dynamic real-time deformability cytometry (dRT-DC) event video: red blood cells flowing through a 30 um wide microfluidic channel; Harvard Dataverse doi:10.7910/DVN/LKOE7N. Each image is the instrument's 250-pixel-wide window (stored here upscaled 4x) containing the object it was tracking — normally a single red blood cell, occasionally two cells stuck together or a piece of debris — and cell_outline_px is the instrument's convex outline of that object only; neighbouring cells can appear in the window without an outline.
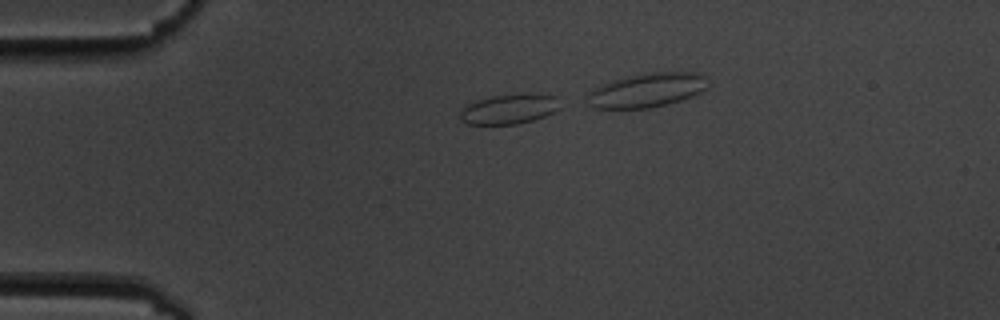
{"species": "common noctule bat (a hibernating species)", "species_latin": "Nyctalus noctula", "temperature_condition": "cold", "stored_images_in_passage": 6, "camera_frame_rate_fps": 3000, "um_per_image_px": 0.085, "animal": {"sex": "male", "body_mass_g": 19.5, "forearm_length_mm": 54.6}, "frame": {"image": 1, "passage_image": 6, "time_ms": 6.667, "image_size_px": [1000, 320], "cell_outline_px": [[560, 108], [544, 116], [532, 120], [516, 124], [468, 124], [460, 120], [460, 108], [476, 100], [492, 96], [524, 92], [532, 92], [556, 96]], "centroid_in_image_um": [43.26, 9.24], "position_along_channel_um": 41.7, "area_um2": 17.69}}